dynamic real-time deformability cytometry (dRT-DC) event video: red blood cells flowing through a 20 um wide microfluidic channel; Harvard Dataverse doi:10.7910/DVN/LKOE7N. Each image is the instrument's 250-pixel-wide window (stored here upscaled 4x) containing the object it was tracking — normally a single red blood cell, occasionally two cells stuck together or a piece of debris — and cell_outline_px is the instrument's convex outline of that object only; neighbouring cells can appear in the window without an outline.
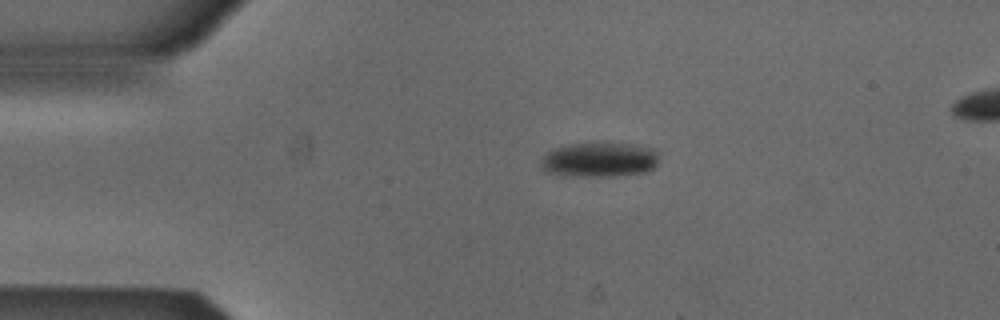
{"species": "Egyptian fruit bat (a non-hibernating species)", "species_latin": "Rousettus aegyptiacus", "temperature_condition": "cold", "stored_images_in_passage": 3, "segment_of_instrument_passage": [1, 2], "camera_frame_rate_fps": 3000, "um_per_image_px": 0.085, "animal": {"sex": "male"}, "frame": {"image": 1, "passage_image": 1, "time_ms": 0.0, "image_size_px": [1000, 320], "cell_outline_px": [[656, 164], [652, 168], [644, 172], [612, 176], [560, 176], [548, 172], [540, 168], [540, 160], [548, 152], [556, 148], [572, 144], [628, 144], [652, 148], [656, 152]], "centroid_in_image_um": [50.88, 13.6], "position_along_channel_um": 34.1, "area_um2": 23.41}}